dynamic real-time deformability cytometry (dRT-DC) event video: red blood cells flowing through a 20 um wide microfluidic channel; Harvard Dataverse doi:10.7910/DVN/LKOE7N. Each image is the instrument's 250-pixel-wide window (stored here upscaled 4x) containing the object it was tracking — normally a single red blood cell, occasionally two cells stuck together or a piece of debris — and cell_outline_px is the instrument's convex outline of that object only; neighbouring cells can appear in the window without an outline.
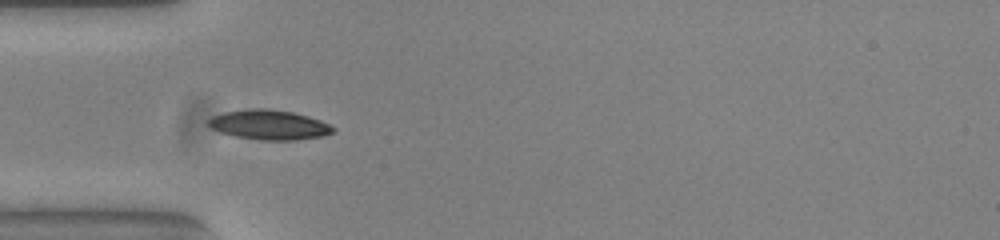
{"species": "common noctule bat (a hibernating species)", "species_latin": "Nyctalus noctula", "temperature_condition": "warm", "stored_images_in_passage": 42, "camera_frame_rate_fps": 3000, "um_per_image_px": 0.085, "animal": {"sex": "female", "body_mass_g": 23.0, "forearm_length_mm": 53.4}, "frame": {"image": 1, "passage_image": 7, "time_ms": 2.0, "image_size_px": [1000, 240], "cell_outline_px": [[336, 128], [332, 132], [320, 136], [296, 140], [260, 140], [236, 136], [220, 132], [212, 128], [208, 124], [208, 120], [212, 116], [224, 112], [248, 108], [264, 108], [292, 112], [308, 116], [320, 120]], "centroid_in_image_um": [22.85, 10.6], "position_along_channel_um": 62.1, "area_um2": 21.44}}
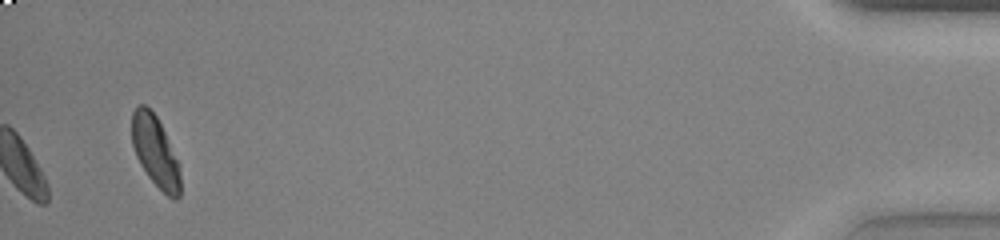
{"frame": {"image": 2, "passage_image": 42, "time_ms": 13.667, "image_size_px": [1000, 240], "cell_outline_px": [[180, 196], [176, 200], [172, 200], [148, 176], [140, 164], [136, 156], [132, 144], [132, 112], [140, 104], [144, 104], [156, 116], [164, 132], [176, 160], [180, 176]], "centroid_in_image_um": [13.17, 12.89], "position_along_channel_um": 422.0, "area_um2": 19.42}, "authors_computed_cell_mechanics": {"area_um2": 16.9354, "velocity_mm_per_s": 3.7989, "shape_relaxation_time_tau1_ms": 2.6624, "shape_relaxation_time_tau2_ms": null, "deformation_change_tau1": 0.0784, "deformation_change_tau2": null}}